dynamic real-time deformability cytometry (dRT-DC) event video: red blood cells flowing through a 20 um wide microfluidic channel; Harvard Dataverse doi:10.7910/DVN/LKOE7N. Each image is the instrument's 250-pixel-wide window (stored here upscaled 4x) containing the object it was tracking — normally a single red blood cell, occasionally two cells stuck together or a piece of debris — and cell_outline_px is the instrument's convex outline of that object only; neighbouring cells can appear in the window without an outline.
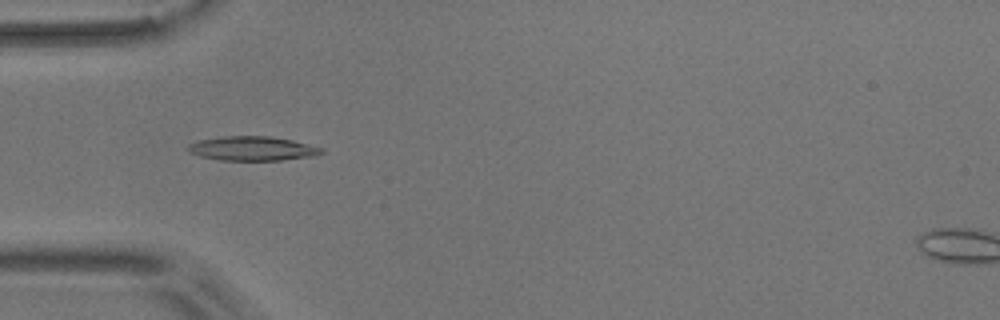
{"species": "common noctule bat (a hibernating species)", "species_latin": "Nyctalus noctula", "temperature_condition": "room temperature", "stored_images_in_passage": 5, "camera_frame_rate_fps": 3000, "um_per_image_px": 0.085, "animal": {"sex": "male", "body_mass_g": 17.9}, "frame": {"image": 1, "passage_image": 5, "time_ms": 4.667, "image_size_px": [1000, 320], "cell_outline_px": [[324, 152], [316, 156], [280, 160], [220, 160], [200, 156], [188, 152], [188, 144], [200, 140], [224, 136], [272, 136], [292, 140], [324, 148]], "centroid_in_image_um": [21.49, 12.62], "position_along_channel_um": 63.5, "area_um2": 18.9}}